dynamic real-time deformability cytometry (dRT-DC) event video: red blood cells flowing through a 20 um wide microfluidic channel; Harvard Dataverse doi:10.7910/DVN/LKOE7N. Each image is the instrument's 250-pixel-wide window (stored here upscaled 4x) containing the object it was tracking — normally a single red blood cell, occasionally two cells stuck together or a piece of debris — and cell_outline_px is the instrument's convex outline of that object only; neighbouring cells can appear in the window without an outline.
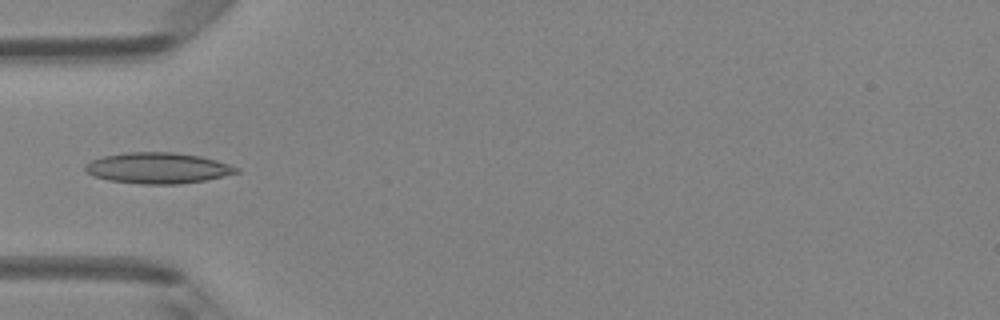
{"species": "Egyptian fruit bat (a non-hibernating species)", "species_latin": "Rousettus aegyptiacus", "temperature_condition": "room temperature", "stored_images_in_passage": 4, "camera_frame_rate_fps": 3000, "um_per_image_px": 0.085, "animal": {"sex": "female"}, "frame": {"image": 1, "passage_image": 3, "time_ms": 0.667, "image_size_px": [1000, 320], "cell_outline_px": [[240, 172], [224, 176], [204, 180], [176, 184], [140, 184], [108, 180], [92, 176], [84, 168], [84, 164], [100, 156], [124, 152], [172, 152], [200, 156], [216, 160], [240, 168]], "centroid_in_image_um": [13.38, 14.28], "position_along_channel_um": 71.6, "area_um2": 27.34}}
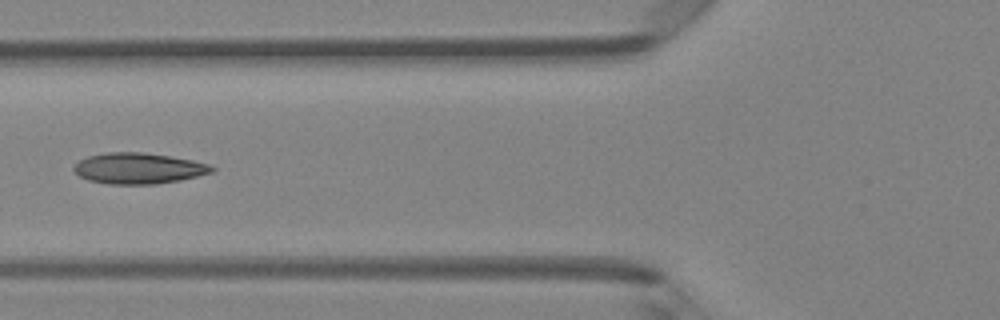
{"frame": {"image": 2, "passage_image": 4, "time_ms": 1.0, "image_size_px": [1000, 320], "cell_outline_px": [[216, 168], [212, 172], [180, 180], [156, 184], [108, 184], [88, 180], [80, 176], [72, 168], [80, 160], [88, 156], [108, 152], [144, 152], [192, 160], [208, 164]], "centroid_in_image_um": [11.76, 14.31], "position_along_channel_um": 114.0, "area_um2": 24.68}}